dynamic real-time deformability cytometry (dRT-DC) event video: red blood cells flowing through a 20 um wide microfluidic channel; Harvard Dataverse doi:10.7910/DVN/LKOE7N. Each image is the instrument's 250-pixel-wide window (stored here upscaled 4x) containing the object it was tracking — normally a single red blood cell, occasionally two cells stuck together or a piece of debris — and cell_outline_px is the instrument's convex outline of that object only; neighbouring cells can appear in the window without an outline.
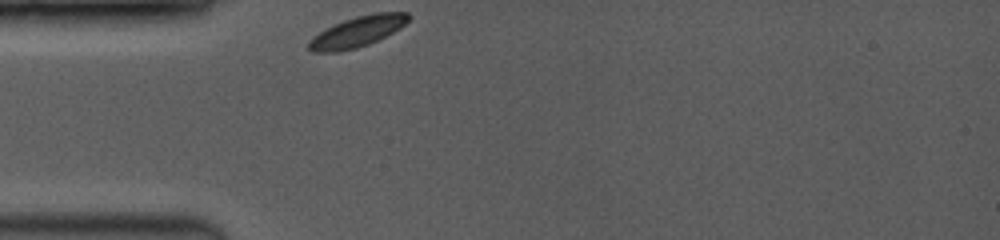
{"species": "common noctule bat (a hibernating species)", "species_latin": "Nyctalus noctula", "temperature_condition": "room temperature", "stored_images_in_passage": 25, "camera_frame_rate_fps": 3500, "um_per_image_px": 0.085, "animal": {"sex": "female", "body_mass_g": 19.0, "forearm_length_mm": 53.3}, "frame": {"image": 1, "passage_image": 1, "time_ms": 0.0, "image_size_px": [1000, 240], "cell_outline_px": [[408, 20], [404, 24], [392, 32], [368, 44], [356, 48], [336, 52], [312, 52], [308, 48], [308, 40], [312, 36], [344, 20], [356, 16], [372, 12], [408, 12]], "centroid_in_image_um": [30.33, 2.69], "position_along_channel_um": 54.7, "area_um2": 17.46}}
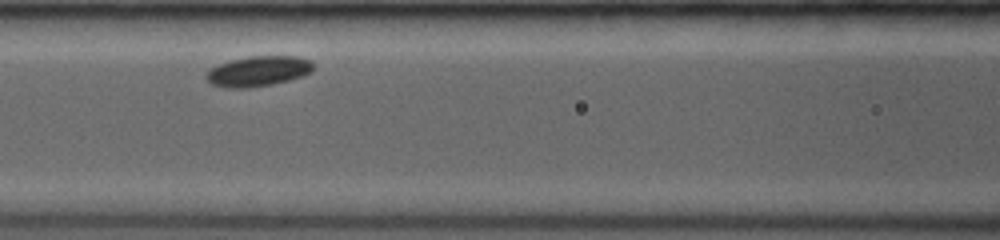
{"frame": {"image": 2, "passage_image": 11, "time_ms": 2.571, "image_size_px": [1000, 240], "cell_outline_px": [[312, 72], [304, 76], [272, 84], [248, 88], [228, 88], [212, 84], [204, 76], [208, 68], [216, 64], [228, 60], [248, 56], [296, 56], [308, 60], [312, 64]], "centroid_in_image_um": [21.88, 6.04], "position_along_channel_um": 144.7, "area_um2": 19.07}}
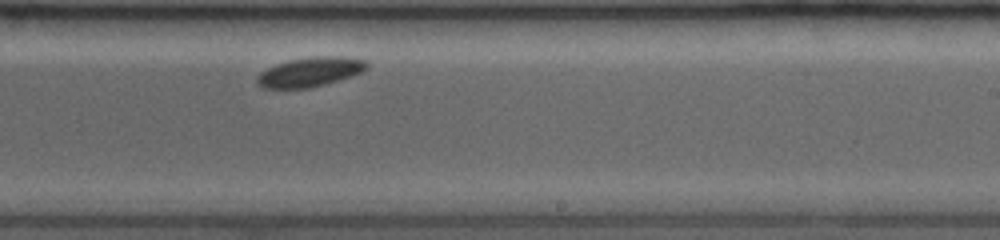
{"frame": {"image": 3, "passage_image": 24, "time_ms": 5.714, "image_size_px": [1000, 240], "cell_outline_px": [[368, 68], [360, 72], [324, 84], [308, 88], [260, 88], [256, 84], [256, 76], [260, 72], [276, 64], [288, 60], [316, 56], [348, 56], [368, 60]], "centroid_in_image_um": [26.33, 6.1], "position_along_channel_um": 262.7, "area_um2": 18.84}}